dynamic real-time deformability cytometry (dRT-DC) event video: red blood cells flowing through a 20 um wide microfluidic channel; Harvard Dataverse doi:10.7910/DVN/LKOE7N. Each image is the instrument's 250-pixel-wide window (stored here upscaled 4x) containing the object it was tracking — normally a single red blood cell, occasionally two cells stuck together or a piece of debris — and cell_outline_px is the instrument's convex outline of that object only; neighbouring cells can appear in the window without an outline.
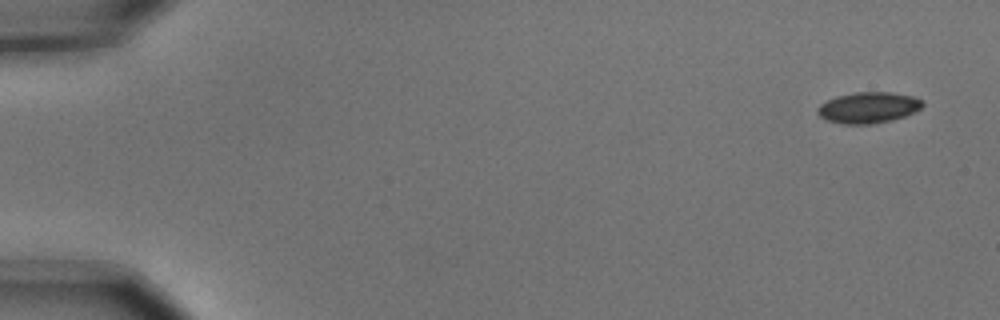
{"species": "common noctule bat (a hibernating species)", "species_latin": "Nyctalus noctula", "temperature_condition": "cold", "stored_images_in_passage": 5, "segment_of_instrument_passage": [2, 2], "camera_frame_rate_fps": 3000, "um_per_image_px": 0.085, "animal": {"sex": "male", "body_mass_g": 15.6}, "frame": {"image": 1, "passage_image": 5, "time_ms": 1.333, "image_size_px": [1000, 320], "cell_outline_px": [[924, 104], [920, 108], [904, 116], [892, 120], [872, 124], [844, 124], [828, 120], [820, 116], [816, 112], [816, 108], [820, 104], [836, 96], [856, 92], [892, 92], [912, 96], [924, 100]], "centroid_in_image_um": [73.8, 9.14], "position_along_channel_um": 11.2, "area_um2": 18.96}}